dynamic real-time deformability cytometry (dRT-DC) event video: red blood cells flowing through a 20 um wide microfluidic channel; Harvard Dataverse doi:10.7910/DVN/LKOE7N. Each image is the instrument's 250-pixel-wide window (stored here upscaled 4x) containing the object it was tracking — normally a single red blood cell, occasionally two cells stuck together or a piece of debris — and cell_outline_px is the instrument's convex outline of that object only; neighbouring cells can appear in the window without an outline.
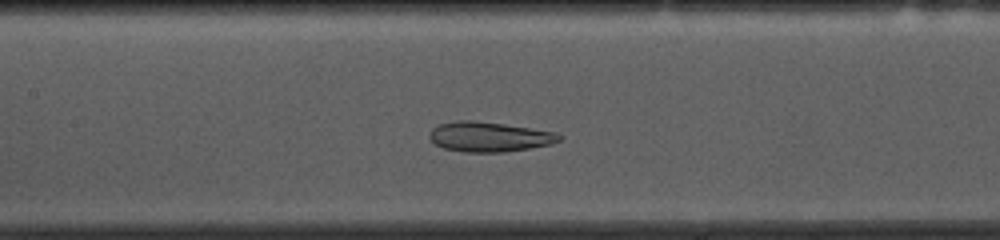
{"species": "common noctule bat (a hibernating species)", "species_latin": "Nyctalus noctula", "temperature_condition": "cold", "stored_images_in_passage": 42, "camera_frame_rate_fps": 3000, "um_per_image_px": 0.085, "animal": {"sex": "female", "body_mass_g": 10.0, "forearm_length_mm": 53.1}, "frame": {"image": 1, "passage_image": 19, "time_ms": 6.0, "image_size_px": [1000, 240], "cell_outline_px": [[560, 140], [552, 144], [504, 152], [464, 152], [444, 148], [436, 144], [428, 136], [432, 128], [440, 124], [456, 120], [468, 120], [500, 124], [556, 132], [560, 136]], "centroid_in_image_um": [41.55, 11.63], "position_along_channel_um": 165.8, "area_um2": 22.2}}
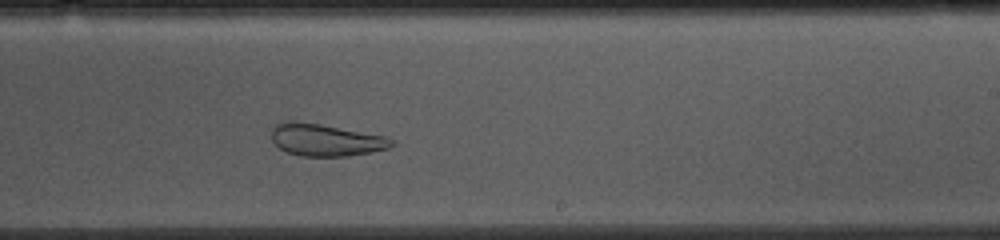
{"frame": {"image": 2, "passage_image": 27, "time_ms": 8.667, "image_size_px": [1000, 240], "cell_outline_px": [[396, 144], [388, 148], [372, 152], [348, 156], [304, 156], [288, 152], [280, 148], [272, 140], [272, 128], [280, 120], [292, 120], [320, 124], [388, 136], [396, 140]], "centroid_in_image_um": [27.72, 11.88], "position_along_channel_um": 261.3, "area_um2": 22.77}}
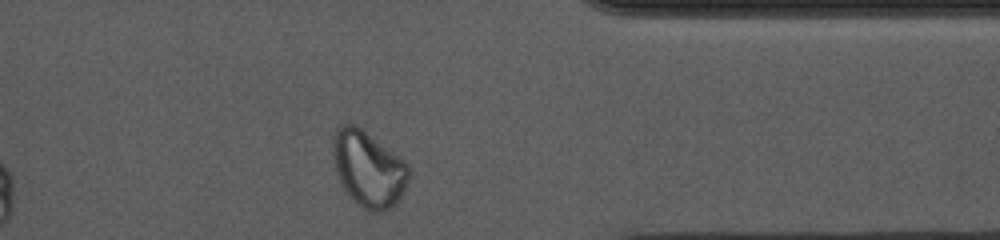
{"frame": {"image": 3, "passage_image": 38, "time_ms": 12.333, "image_size_px": [1000, 240], "cell_outline_px": [[408, 180], [396, 204], [380, 212], [372, 212], [364, 208], [344, 188], [340, 180], [336, 168], [332, 152], [336, 132], [340, 124], [356, 124], [404, 160], [408, 164]], "centroid_in_image_um": [31.33, 14.33], "position_along_channel_um": 380.1, "area_um2": 32.6}, "authors_computed_cell_mechanics": {"area_um2": 26.588, "velocity_mm_per_s": 3.5916, "shape_relaxation_time_tau1_ms": null, "shape_relaxation_time_tau2_ms": 1.5728, "deformation_change_tau1": null, "deformation_change_tau2": 0.0887}}